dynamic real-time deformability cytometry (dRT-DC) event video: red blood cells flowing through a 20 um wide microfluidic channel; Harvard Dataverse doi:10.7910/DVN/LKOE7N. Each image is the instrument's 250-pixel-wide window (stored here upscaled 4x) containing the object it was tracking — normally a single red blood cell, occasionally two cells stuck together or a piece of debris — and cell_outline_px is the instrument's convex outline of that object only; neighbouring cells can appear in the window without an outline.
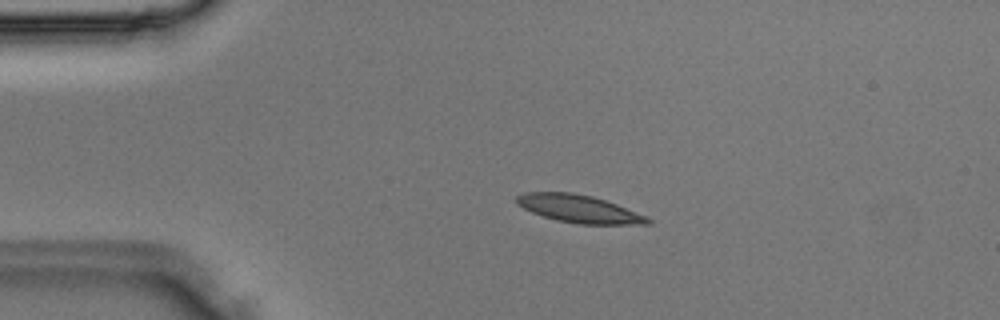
{"species": "Egyptian fruit bat (a non-hibernating species)", "species_latin": "Rousettus aegyptiacus", "temperature_condition": "room temperature", "stored_images_in_passage": 2, "camera_frame_rate_fps": 3000, "um_per_image_px": 0.085, "animal": {"sex": "male"}, "frame": {"image": 1, "passage_image": 2, "time_ms": 0.333, "image_size_px": [1000, 320], "cell_outline_px": [[652, 224], [580, 224], [556, 220], [532, 212], [516, 204], [516, 196], [524, 192], [572, 192], [592, 196], [616, 204], [648, 216], [652, 220]], "centroid_in_image_um": [49.23, 17.75], "position_along_channel_um": 35.8, "area_um2": 21.15}}